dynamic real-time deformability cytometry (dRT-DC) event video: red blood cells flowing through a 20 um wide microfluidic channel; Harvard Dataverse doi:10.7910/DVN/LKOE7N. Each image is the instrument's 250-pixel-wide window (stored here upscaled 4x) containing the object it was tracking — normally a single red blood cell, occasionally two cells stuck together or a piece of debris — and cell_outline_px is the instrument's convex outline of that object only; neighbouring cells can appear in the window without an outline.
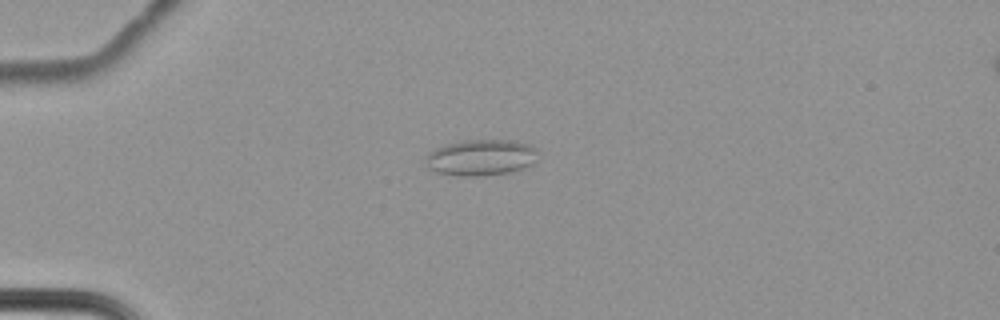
{"species": "common noctule bat (a hibernating species)", "species_latin": "Nyctalus noctula", "temperature_condition": "cold", "stored_images_in_passage": 49, "camera_frame_rate_fps": 3000, "um_per_image_px": 0.085, "animal": {"sex": "female", "body_mass_g": 22.7, "forearm_length_mm": 54.2}, "frame": {"image": 1, "passage_image": 4, "time_ms": 1.0, "image_size_px": [1000, 320], "cell_outline_px": [[540, 152], [536, 160], [532, 164], [524, 168], [508, 172], [484, 176], [460, 176], [436, 172], [428, 168], [424, 160], [428, 152], [436, 148], [460, 140], [512, 140], [528, 144], [536, 148]], "centroid_in_image_um": [40.89, 13.39], "position_along_channel_um": 44.1, "area_um2": 23.93}}
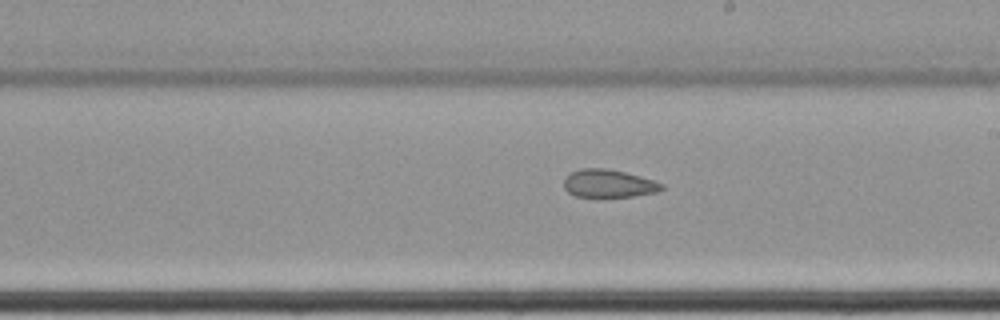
{"frame": {"image": 2, "passage_image": 24, "time_ms": 7.667, "image_size_px": [1000, 320], "cell_outline_px": [[664, 188], [656, 192], [632, 196], [576, 196], [568, 192], [564, 188], [564, 176], [568, 172], [580, 168], [608, 168], [640, 176], [664, 184]], "centroid_in_image_um": [51.68, 15.57], "position_along_channel_um": 237.3, "area_um2": 15.9}}
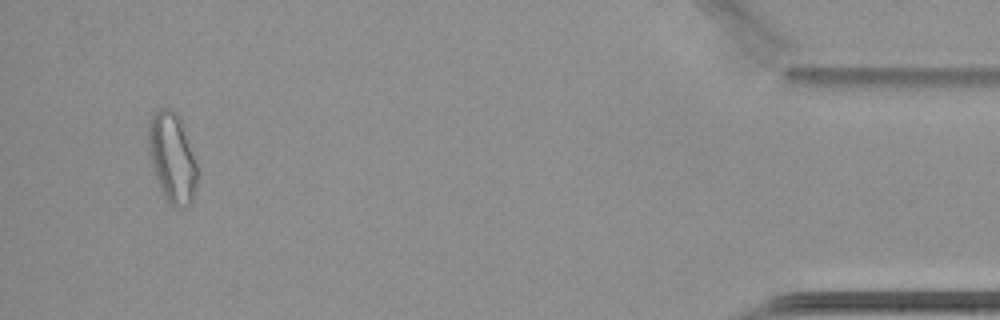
{"frame": {"image": 3, "passage_image": 46, "time_ms": 15.0, "image_size_px": [1000, 320], "cell_outline_px": [[200, 176], [192, 200], [188, 204], [176, 208], [164, 196], [160, 188], [148, 152], [148, 120], [152, 112], [160, 108], [172, 108], [176, 112], [184, 124], [200, 168]], "centroid_in_image_um": [14.68, 13.33], "position_along_channel_um": 420.5, "area_um2": 26.41}, "authors_computed_cell_mechanics": {"area_um2": 18.9006, "velocity_mm_per_s": 3.4372, "shape_relaxation_time_tau1_ms": null, "shape_relaxation_time_tau2_ms": 3.0153, "deformation_change_tau1": null, "deformation_change_tau2": 0.098}}